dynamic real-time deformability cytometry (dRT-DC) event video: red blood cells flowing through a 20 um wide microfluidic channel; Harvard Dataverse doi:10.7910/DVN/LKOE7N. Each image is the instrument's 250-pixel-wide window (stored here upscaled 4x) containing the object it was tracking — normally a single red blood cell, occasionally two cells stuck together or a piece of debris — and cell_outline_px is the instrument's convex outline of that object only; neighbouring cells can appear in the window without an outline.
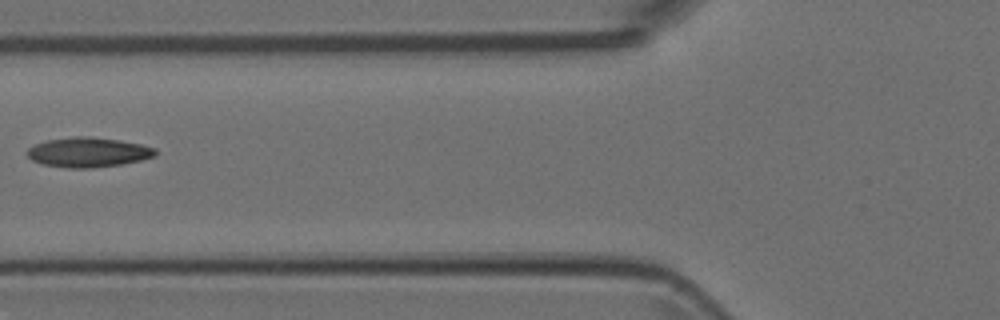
{"species": "Egyptian fruit bat (a non-hibernating species)", "species_latin": "Rousettus aegyptiacus", "temperature_condition": "room temperature", "stored_images_in_passage": 7, "camera_frame_rate_fps": 3000, "um_per_image_px": 0.085, "animal": {"sex": "female"}, "frame": {"image": 1, "passage_image": 6, "time_ms": 1.667, "image_size_px": [1000, 320], "cell_outline_px": [[156, 156], [140, 160], [120, 164], [88, 168], [68, 168], [44, 164], [32, 160], [28, 156], [28, 148], [36, 144], [48, 140], [72, 136], [92, 136], [120, 140], [140, 144], [156, 148]], "centroid_in_image_um": [7.51, 12.93], "position_along_channel_um": 118.3, "area_um2": 22.08}}
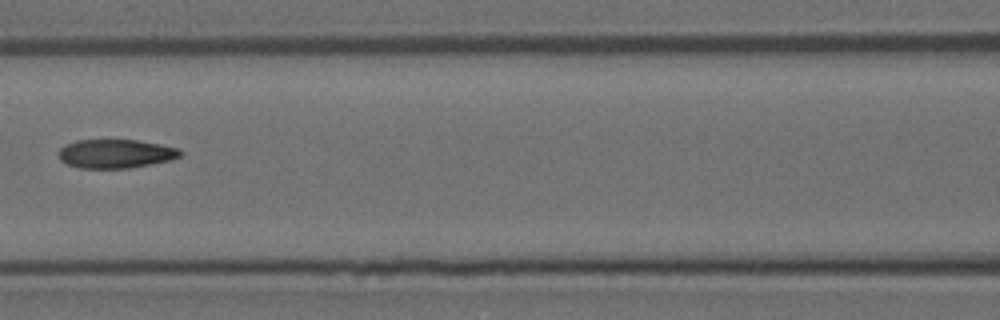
{"frame": {"image": 2, "passage_image": 7, "time_ms": 2.0, "image_size_px": [1000, 320], "cell_outline_px": [[184, 152], [180, 156], [172, 160], [128, 168], [80, 168], [68, 164], [60, 160], [56, 152], [64, 144], [76, 140], [136, 140], [160, 144], [180, 148]], "centroid_in_image_um": [9.82, 13.06], "position_along_channel_um": 156.8, "area_um2": 20.63}}